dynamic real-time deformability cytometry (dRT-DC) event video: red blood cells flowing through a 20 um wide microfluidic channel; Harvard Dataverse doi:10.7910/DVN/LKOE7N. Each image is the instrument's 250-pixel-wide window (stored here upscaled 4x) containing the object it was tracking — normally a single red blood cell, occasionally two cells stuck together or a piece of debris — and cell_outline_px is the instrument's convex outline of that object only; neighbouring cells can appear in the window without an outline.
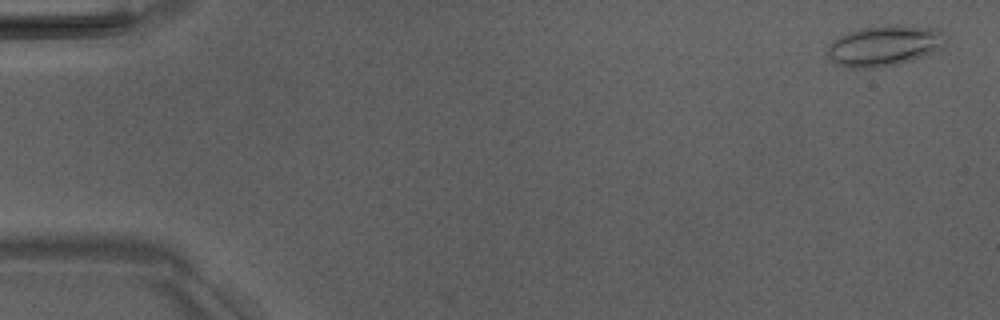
{"species": "Egyptian fruit bat (a non-hibernating species)", "species_latin": "Rousettus aegyptiacus", "temperature_condition": "room temperature", "stored_images_in_passage": 6, "camera_frame_rate_fps": 3000, "um_per_image_px": 0.085, "animal": {"sex": "male"}, "frame": {"image": 1, "passage_image": 1, "time_ms": 0.0, "image_size_px": [1000, 320], "cell_outline_px": [[948, 36], [932, 52], [924, 56], [912, 60], [876, 68], [848, 68], [836, 64], [828, 56], [828, 44], [832, 40], [848, 32], [860, 28], [896, 24], [936, 28]], "centroid_in_image_um": [75.12, 3.87], "position_along_channel_um": 9.9, "area_um2": 27.8}}